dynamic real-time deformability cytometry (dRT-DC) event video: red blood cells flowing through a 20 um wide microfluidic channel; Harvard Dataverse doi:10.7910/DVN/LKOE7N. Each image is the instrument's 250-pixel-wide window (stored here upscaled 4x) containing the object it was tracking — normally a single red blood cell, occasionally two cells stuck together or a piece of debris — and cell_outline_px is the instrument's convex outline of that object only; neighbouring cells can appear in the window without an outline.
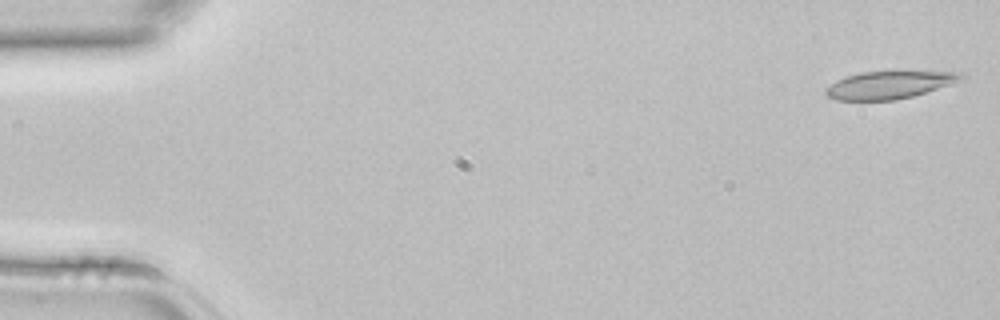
{"species": "common noctule bat (a hibernating species)", "species_latin": "Nyctalus noctula", "temperature_condition": "room temperature", "stored_images_in_passage": 2, "camera_frame_rate_fps": 3000, "um_per_image_px": 0.085, "animal": {"sex": "female", "body_mass_g": 22.7, "forearm_length_mm": 54.2}, "frame": {"image": 1, "passage_image": 2, "time_ms": 0.333, "image_size_px": [1000, 320], "cell_outline_px": [[968, 76], [948, 84], [912, 96], [896, 100], [836, 100], [824, 96], [824, 88], [836, 80], [860, 72], [960, 72]], "centroid_in_image_um": [75.48, 7.23], "position_along_channel_um": 9.5, "area_um2": 21.39}}